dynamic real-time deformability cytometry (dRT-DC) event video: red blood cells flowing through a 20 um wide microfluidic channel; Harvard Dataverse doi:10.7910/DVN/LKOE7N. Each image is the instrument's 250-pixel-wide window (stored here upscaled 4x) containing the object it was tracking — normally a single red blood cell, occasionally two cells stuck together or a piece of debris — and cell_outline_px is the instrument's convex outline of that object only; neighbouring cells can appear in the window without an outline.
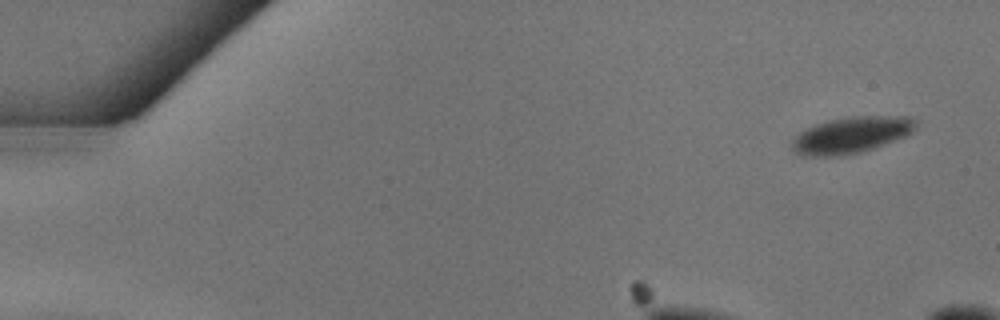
{"species": "common noctule bat (a hibernating species)", "species_latin": "Nyctalus noctula", "temperature_condition": "warm", "stored_images_in_passage": 37, "camera_frame_rate_fps": 3000, "um_per_image_px": 0.085, "animal": {"sex": "female"}, "frame": {"image": 1, "passage_image": 2, "time_ms": 0.333, "image_size_px": [1000, 320], "cell_outline_px": [[920, 120], [916, 128], [912, 132], [904, 136], [872, 148], [860, 152], [840, 156], [800, 156], [792, 148], [792, 140], [800, 132], [816, 124], [828, 120], [848, 116], [912, 116]], "centroid_in_image_um": [72.39, 11.46], "position_along_channel_um": 12.6, "area_um2": 26.3}}
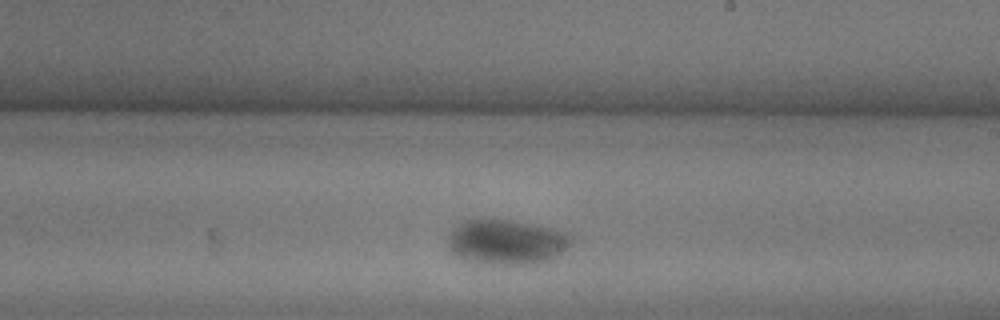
{"frame": {"image": 2, "passage_image": 25, "time_ms": 8.0, "image_size_px": [1000, 320], "cell_outline_px": [[576, 240], [572, 244], [548, 260], [536, 264], [504, 264], [468, 260], [456, 256], [448, 248], [448, 236], [452, 228], [464, 220], [508, 220], [532, 224], [568, 232]], "centroid_in_image_um": [43.07, 20.56], "position_along_channel_um": 245.9, "area_um2": 32.02}}
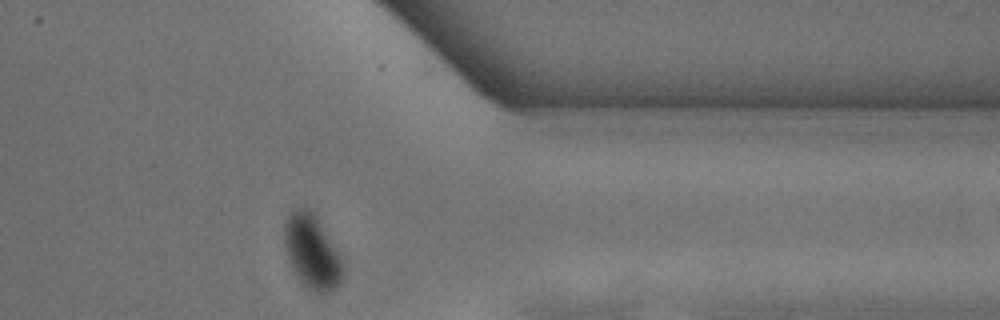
{"frame": {"image": 3, "passage_image": 36, "time_ms": 11.667, "image_size_px": [1000, 320], "cell_outline_px": [[344, 276], [340, 284], [328, 292], [316, 292], [308, 288], [300, 280], [292, 268], [288, 260], [284, 244], [284, 224], [288, 212], [296, 208], [312, 208], [344, 260]], "centroid_in_image_um": [26.54, 21.36], "position_along_channel_um": 384.9, "area_um2": 25.72}}